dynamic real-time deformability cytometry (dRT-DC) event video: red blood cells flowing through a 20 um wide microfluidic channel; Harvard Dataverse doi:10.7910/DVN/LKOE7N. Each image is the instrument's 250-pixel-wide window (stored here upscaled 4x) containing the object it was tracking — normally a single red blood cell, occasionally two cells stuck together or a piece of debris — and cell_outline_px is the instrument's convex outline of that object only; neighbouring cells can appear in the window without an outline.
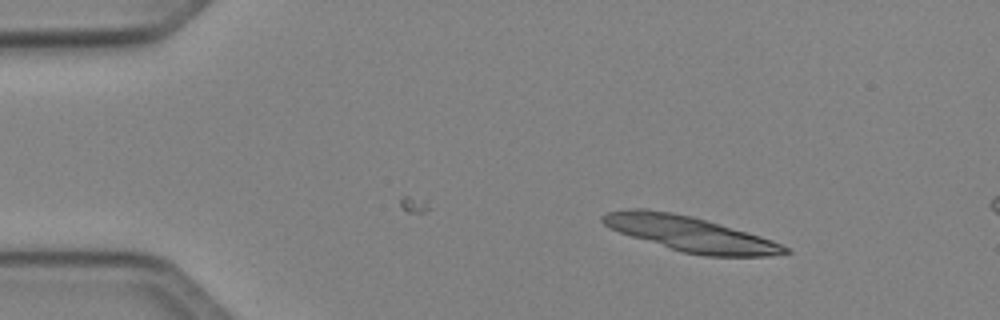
{"species": "Egyptian fruit bat (a non-hibernating species)", "species_latin": "Rousettus aegyptiacus", "temperature_condition": "cold", "stored_images_in_passage": 7, "camera_frame_rate_fps": 3000, "um_per_image_px": 0.085, "animal": {"sex": "female"}, "frame": {"image": 1, "passage_image": 1, "time_ms": 0.0, "image_size_px": [1000, 320], "cell_outline_px": [[792, 252], [768, 256], [704, 256], [684, 252], [632, 236], [620, 232], [604, 224], [600, 220], [600, 216], [608, 212], [636, 208], [644, 208], [672, 212], [692, 216], [760, 236], [772, 240], [788, 248]], "centroid_in_image_um": [58.67, 19.87], "position_along_channel_um": 26.3, "area_um2": 36.47}}